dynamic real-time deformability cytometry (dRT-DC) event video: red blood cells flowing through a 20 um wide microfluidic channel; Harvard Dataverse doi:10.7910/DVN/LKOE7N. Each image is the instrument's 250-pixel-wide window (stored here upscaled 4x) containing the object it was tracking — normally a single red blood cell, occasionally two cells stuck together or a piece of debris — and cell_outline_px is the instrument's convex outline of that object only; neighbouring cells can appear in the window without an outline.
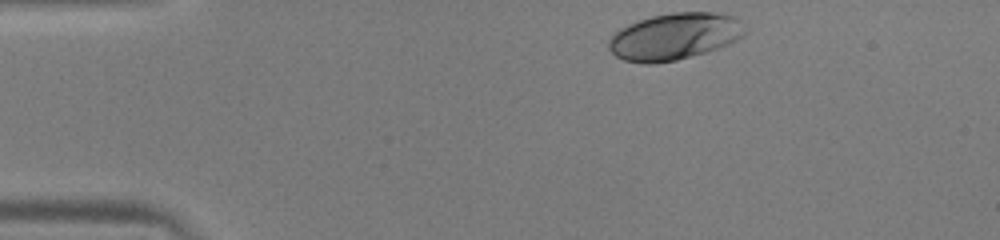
{"species": "human", "species_latin": "Homo sapiens", "temperature_condition": "warm", "stored_images_in_passage": 35, "camera_frame_rate_fps": 3000, "um_per_image_px": 0.085, "donor": {"sex": "male"}, "frame": {"image": 1, "passage_image": 1, "time_ms": 0.0, "image_size_px": [1000, 240], "cell_outline_px": [[748, 32], [744, 36], [728, 44], [704, 52], [676, 60], [656, 64], [644, 64], [624, 60], [616, 56], [608, 48], [608, 40], [620, 28], [628, 24], [652, 16], [672, 12], [720, 12], [732, 16], [740, 20]], "centroid_in_image_um": [57.35, 3.09], "position_along_channel_um": 27.7, "area_um2": 37.22}}
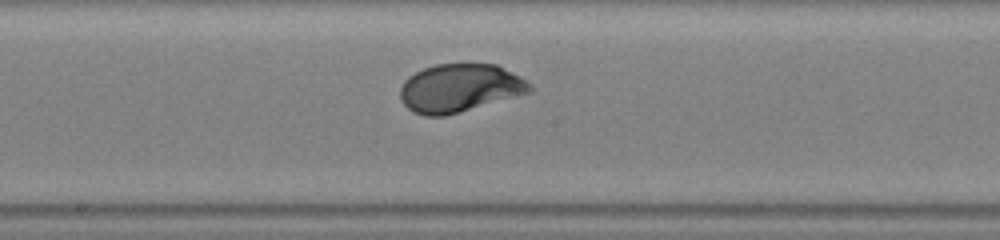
{"frame": {"image": 2, "passage_image": 20, "time_ms": 6.333, "image_size_px": [1000, 240], "cell_outline_px": [[532, 92], [460, 112], [444, 116], [424, 116], [412, 112], [400, 100], [400, 88], [404, 80], [408, 76], [424, 68], [436, 64], [496, 64], [528, 80], [532, 84]], "centroid_in_image_um": [39.08, 7.49], "position_along_channel_um": 209.1, "area_um2": 36.59}}
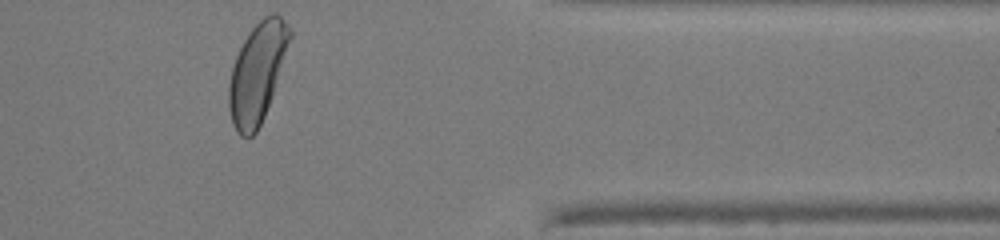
{"frame": {"image": 3, "passage_image": 35, "time_ms": 11.333, "image_size_px": [1000, 240], "cell_outline_px": [[292, 36], [272, 96], [264, 116], [256, 132], [252, 136], [240, 136], [236, 132], [232, 124], [228, 108], [228, 84], [232, 68], [236, 56], [244, 40], [252, 28], [264, 16], [272, 12], [276, 12], [292, 28]], "centroid_in_image_um": [21.86, 6.17], "position_along_channel_um": 389.5, "area_um2": 35.32}, "authors_computed_cell_mechanics": {"area_um2": 35.7782, "velocity_mm_per_s": 3.9817, "shape_relaxation_time_tau1_ms": 2.1934, "shape_relaxation_time_tau2_ms": null, "deformation_change_tau1": 0.1681, "deformation_change_tau2": null}}